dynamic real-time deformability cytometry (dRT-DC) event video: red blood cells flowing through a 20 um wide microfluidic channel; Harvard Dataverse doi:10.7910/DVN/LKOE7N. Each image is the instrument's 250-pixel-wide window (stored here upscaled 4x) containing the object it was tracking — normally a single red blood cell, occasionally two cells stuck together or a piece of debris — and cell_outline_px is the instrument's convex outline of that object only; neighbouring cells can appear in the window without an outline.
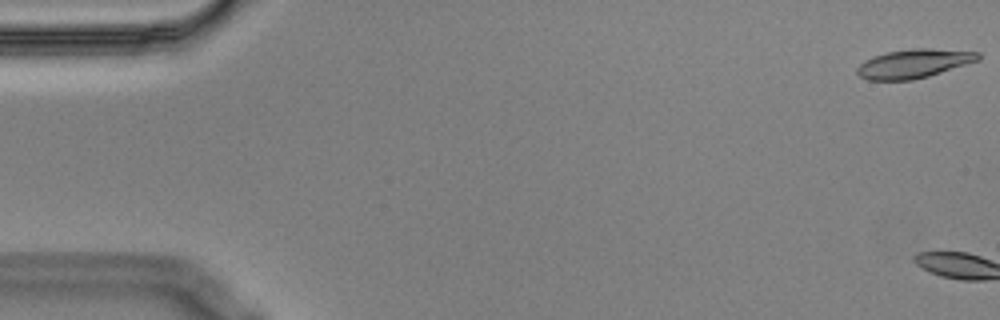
{"species": "Egyptian fruit bat (a non-hibernating species)", "species_latin": "Rousettus aegyptiacus", "temperature_condition": "cold", "stored_images_in_passage": 4, "camera_frame_rate_fps": 3000, "um_per_image_px": 0.085, "animal": {"sex": "male"}, "frame": {"image": 1, "passage_image": 1, "time_ms": 0.0, "image_size_px": [1000, 320], "cell_outline_px": [[980, 60], [928, 76], [912, 80], [868, 80], [860, 76], [856, 72], [856, 68], [864, 60], [872, 56], [888, 52], [912, 48], [928, 48], [980, 52]], "centroid_in_image_um": [77.66, 5.4], "position_along_channel_um": 7.3, "area_um2": 20.35}}